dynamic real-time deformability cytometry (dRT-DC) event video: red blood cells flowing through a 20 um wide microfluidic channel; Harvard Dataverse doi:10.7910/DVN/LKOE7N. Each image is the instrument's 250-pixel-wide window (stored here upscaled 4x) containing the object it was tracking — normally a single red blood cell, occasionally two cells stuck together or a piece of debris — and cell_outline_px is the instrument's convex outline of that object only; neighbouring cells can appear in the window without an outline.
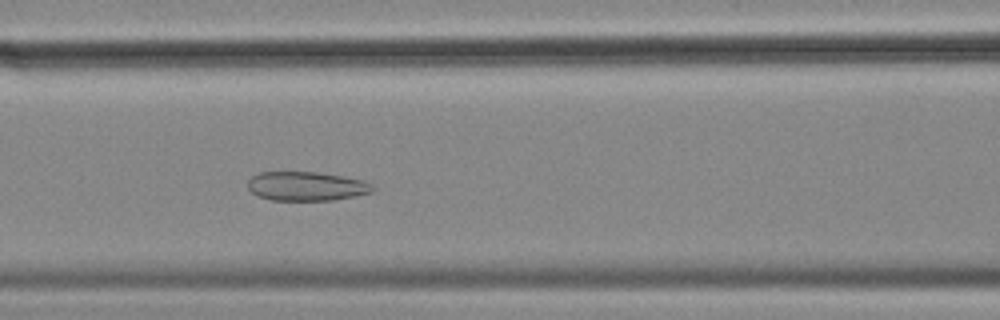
{"species": "common noctule bat (a hibernating species)", "species_latin": "Nyctalus noctula", "temperature_condition": "cold", "stored_images_in_passage": 42, "camera_frame_rate_fps": 3000, "um_per_image_px": 0.085, "animal": {"sex": "female", "body_mass_g": 18.4}, "frame": {"image": 1, "passage_image": 10, "time_ms": 3.0, "image_size_px": [1000, 320], "cell_outline_px": [[376, 188], [372, 192], [356, 196], [332, 200], [272, 200], [260, 196], [252, 192], [248, 188], [248, 180], [252, 176], [260, 172], [316, 172], [344, 176], [364, 180], [372, 184]], "centroid_in_image_um": [26.09, 15.82], "position_along_channel_um": 140.5, "area_um2": 21.21}}
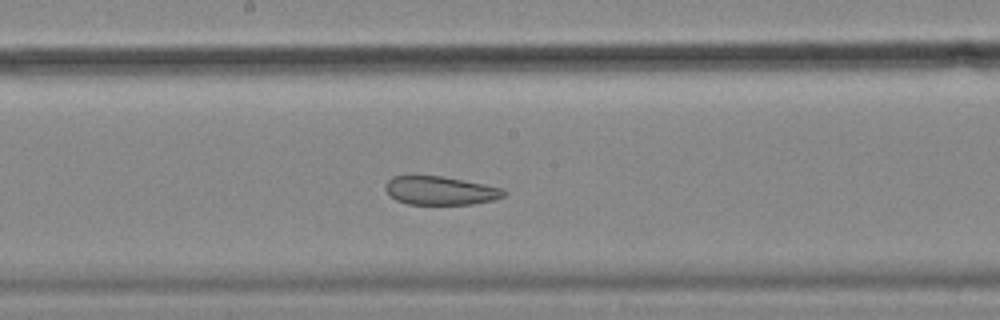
{"frame": {"image": 2, "passage_image": 16, "time_ms": 5.0, "image_size_px": [1000, 320], "cell_outline_px": [[504, 196], [492, 200], [472, 204], [408, 204], [396, 200], [384, 188], [384, 184], [392, 176], [444, 176], [504, 188]], "centroid_in_image_um": [37.41, 16.19], "position_along_channel_um": 210.8, "area_um2": 19.59}}
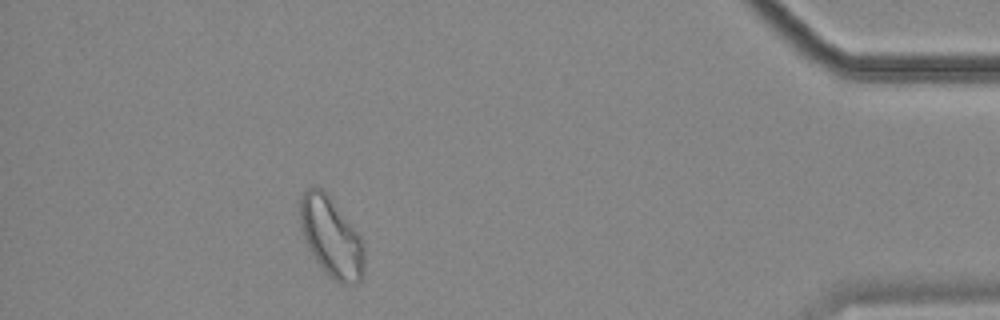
{"frame": {"image": 3, "passage_image": 37, "time_ms": 12.0, "image_size_px": [1000, 320], "cell_outline_px": [[364, 276], [356, 284], [340, 284], [324, 272], [308, 248], [300, 224], [300, 200], [304, 192], [308, 188], [320, 188], [328, 196], [360, 236], [364, 248]], "centroid_in_image_um": [28.17, 20.23], "position_along_channel_um": 407.0, "area_um2": 29.36}, "authors_computed_cell_mechanics": {"area_um2": 23.4668, "velocity_mm_per_s": 3.5258, "shape_relaxation_time_tau1_ms": null, "shape_relaxation_time_tau2_ms": 2.6826, "deformation_change_tau1": null, "deformation_change_tau2": 0.0837}}